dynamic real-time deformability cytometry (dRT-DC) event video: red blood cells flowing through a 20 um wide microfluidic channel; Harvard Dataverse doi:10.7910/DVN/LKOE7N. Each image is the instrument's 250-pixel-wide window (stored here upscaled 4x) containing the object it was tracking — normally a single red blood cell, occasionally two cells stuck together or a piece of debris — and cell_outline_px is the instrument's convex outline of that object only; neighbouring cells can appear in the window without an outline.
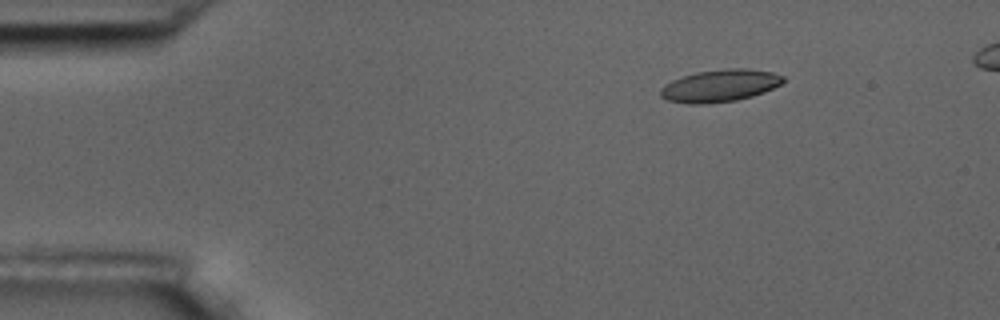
{"species": "common noctule bat (a hibernating species)", "species_latin": "Nyctalus noctula", "temperature_condition": "room temperature", "stored_images_in_passage": 6, "camera_frame_rate_fps": 3000, "um_per_image_px": 0.085, "animal": {"sex": "male", "body_mass_g": 17.5, "forearm_length_mm": 52.3}, "frame": {"image": 1, "passage_image": 3, "time_ms": 2.0, "image_size_px": [1000, 320], "cell_outline_px": [[784, 80], [780, 84], [764, 92], [752, 96], [736, 100], [704, 104], [688, 104], [668, 100], [660, 96], [660, 88], [664, 84], [672, 80], [696, 72], [728, 68], [748, 68], [772, 72], [784, 76]], "centroid_in_image_um": [61.17, 7.28], "position_along_channel_um": 23.8, "area_um2": 23.06}}